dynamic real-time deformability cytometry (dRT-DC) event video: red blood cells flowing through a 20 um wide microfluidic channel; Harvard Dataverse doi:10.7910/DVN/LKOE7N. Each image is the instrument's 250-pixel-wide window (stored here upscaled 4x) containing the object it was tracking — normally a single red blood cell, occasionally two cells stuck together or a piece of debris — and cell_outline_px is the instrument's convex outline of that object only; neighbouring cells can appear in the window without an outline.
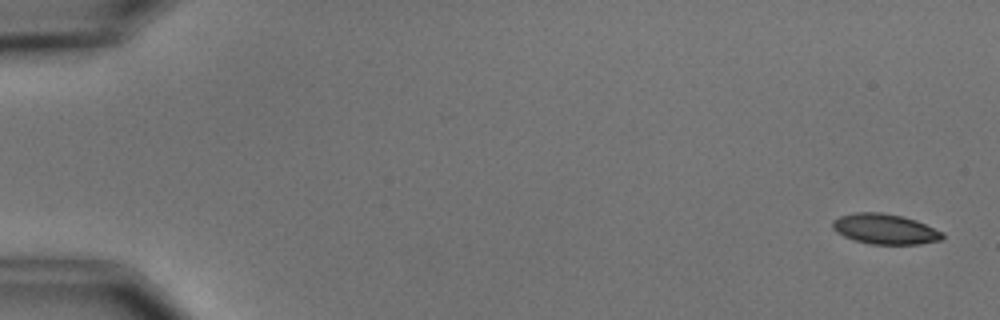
{"species": "common noctule bat (a hibernating species)", "species_latin": "Nyctalus noctula", "temperature_condition": "cold", "stored_images_in_passage": 6, "camera_frame_rate_fps": 3000, "um_per_image_px": 0.085, "animal": {"sex": "male", "body_mass_g": 15.6}, "frame": {"image": 1, "passage_image": 1, "time_ms": 0.0, "image_size_px": [1000, 320], "cell_outline_px": [[944, 236], [940, 240], [920, 244], [872, 244], [856, 240], [844, 236], [836, 232], [832, 228], [832, 220], [840, 216], [852, 212], [880, 212], [900, 216], [916, 220], [944, 232]], "centroid_in_image_um": [75.21, 19.46], "position_along_channel_um": 9.8, "area_um2": 19.36}}
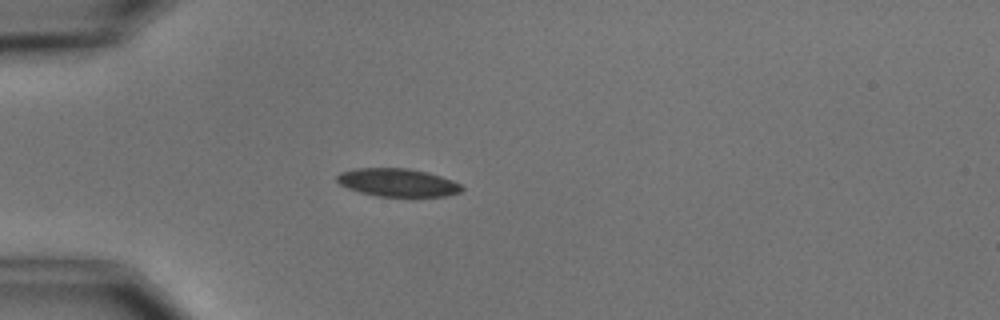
{"frame": {"image": 2, "passage_image": 5, "time_ms": 4.667, "image_size_px": [1000, 320], "cell_outline_px": [[464, 188], [460, 192], [448, 196], [380, 196], [360, 192], [348, 188], [340, 184], [336, 180], [336, 176], [340, 172], [356, 168], [408, 168], [428, 172], [452, 180], [460, 184]], "centroid_in_image_um": [33.8, 15.51], "position_along_channel_um": 51.2, "area_um2": 20.35}}